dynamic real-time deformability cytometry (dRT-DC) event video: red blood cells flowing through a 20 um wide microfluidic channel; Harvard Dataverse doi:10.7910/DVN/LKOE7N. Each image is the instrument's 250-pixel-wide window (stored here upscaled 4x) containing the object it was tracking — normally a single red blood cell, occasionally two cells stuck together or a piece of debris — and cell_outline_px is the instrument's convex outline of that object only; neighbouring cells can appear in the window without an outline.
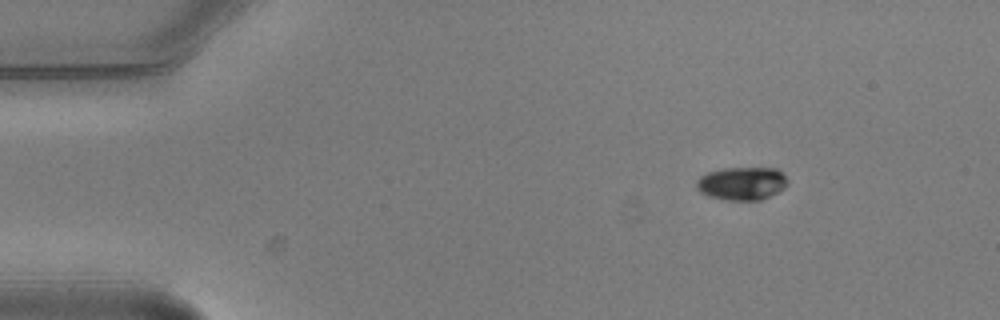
{"species": "common noctule bat (a hibernating species)", "species_latin": "Nyctalus noctula", "temperature_condition": "warm", "stored_images_in_passage": 7, "camera_frame_rate_fps": 3000, "um_per_image_px": 0.085, "animal": {"sex": "male", "body_mass_g": 20.5, "forearm_length_mm": 52.5}, "frame": {"image": 1, "passage_image": 1, "time_ms": 0.0, "image_size_px": [1000, 320], "cell_outline_px": [[788, 184], [780, 192], [760, 200], [728, 200], [708, 196], [700, 192], [696, 188], [696, 180], [700, 176], [708, 172], [724, 168], [776, 168], [788, 180]], "centroid_in_image_um": [63.06, 15.6], "position_along_channel_um": 21.9, "area_um2": 17.69}}
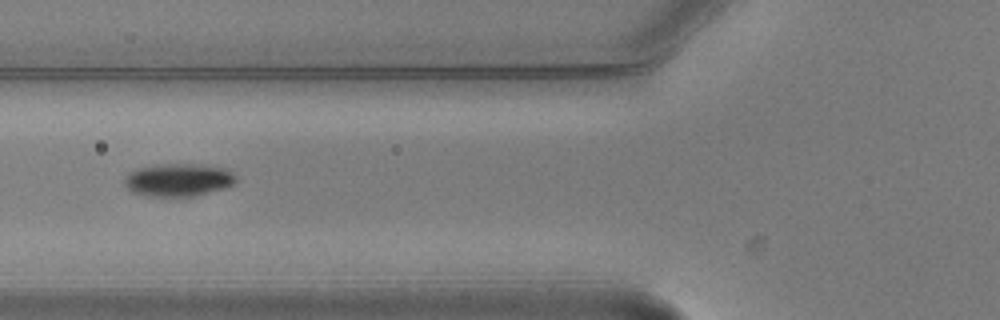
{"frame": {"image": 2, "passage_image": 5, "time_ms": 1.333, "image_size_px": [1000, 320], "cell_outline_px": [[236, 184], [228, 188], [196, 196], [148, 196], [132, 192], [124, 184], [124, 176], [128, 172], [136, 168], [156, 164], [204, 164], [224, 168], [232, 172], [236, 176]], "centroid_in_image_um": [15.18, 15.29], "position_along_channel_um": 110.6, "area_um2": 21.85}}
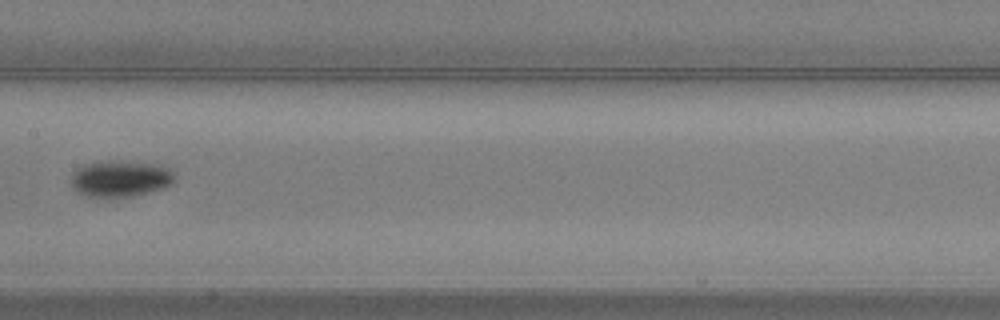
{"frame": {"image": 3, "passage_image": 7, "time_ms": 2.0, "image_size_px": [1000, 320], "cell_outline_px": [[176, 180], [172, 184], [164, 188], [132, 196], [108, 200], [84, 196], [76, 192], [72, 188], [72, 172], [76, 168], [84, 164], [112, 160], [160, 164], [172, 168], [176, 172]], "centroid_in_image_um": [10.25, 15.21], "position_along_channel_um": 197.1, "area_um2": 23.0}}